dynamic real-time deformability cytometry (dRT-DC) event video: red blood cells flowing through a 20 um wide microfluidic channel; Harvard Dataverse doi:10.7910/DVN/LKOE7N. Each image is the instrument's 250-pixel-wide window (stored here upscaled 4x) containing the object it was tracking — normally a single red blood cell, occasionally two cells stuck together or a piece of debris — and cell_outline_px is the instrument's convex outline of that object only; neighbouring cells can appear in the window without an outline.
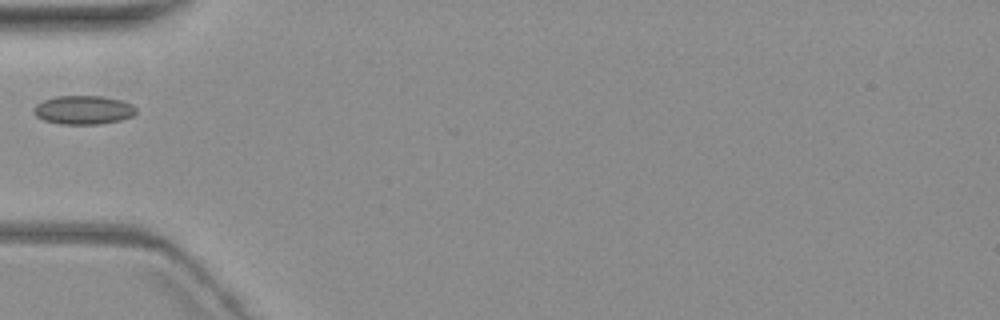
{"species": "common noctule bat (a hibernating species)", "species_latin": "Nyctalus noctula", "temperature_condition": "warm", "stored_images_in_passage": 4, "camera_frame_rate_fps": 3000, "um_per_image_px": 0.085, "animal": {"sex": "female", "body_mass_g": 19.3, "forearm_length_mm": 54.1}, "frame": {"image": 1, "passage_image": 4, "time_ms": 4.0, "image_size_px": [1000, 320], "cell_outline_px": [[136, 112], [132, 116], [120, 120], [100, 124], [60, 124], [44, 120], [36, 116], [36, 104], [44, 100], [56, 96], [100, 96], [120, 100], [132, 104], [136, 108]], "centroid_in_image_um": [7.12, 9.35], "position_along_channel_um": 77.9, "area_um2": 16.94}}